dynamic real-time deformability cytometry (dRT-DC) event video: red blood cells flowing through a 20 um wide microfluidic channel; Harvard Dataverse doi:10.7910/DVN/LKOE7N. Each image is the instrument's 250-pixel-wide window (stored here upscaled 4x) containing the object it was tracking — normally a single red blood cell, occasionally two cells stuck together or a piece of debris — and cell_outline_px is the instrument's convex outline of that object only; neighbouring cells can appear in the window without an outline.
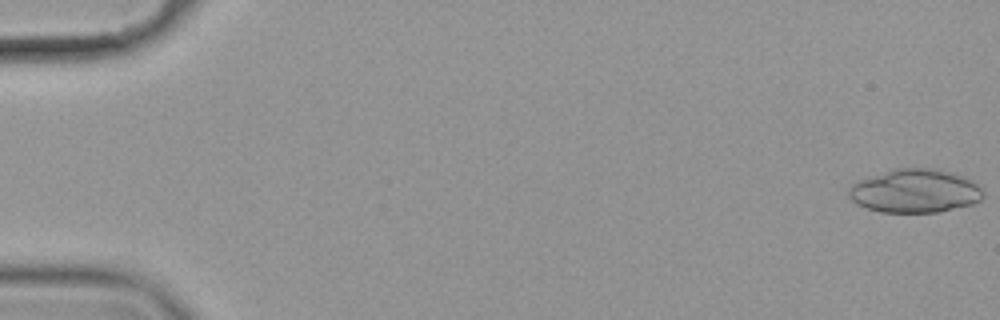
{"species": "common noctule bat (a hibernating species)", "species_latin": "Nyctalus noctula", "temperature_condition": "cold", "stored_images_in_passage": 43, "camera_frame_rate_fps": 3000, "um_per_image_px": 0.085, "animal": {"sex": "female", "body_mass_g": 19.9}, "frame": {"image": 1, "passage_image": 1, "time_ms": 0.0, "image_size_px": [1000, 320], "cell_outline_px": [[984, 196], [980, 200], [972, 204], [936, 212], [880, 212], [856, 204], [848, 196], [848, 188], [852, 184], [860, 180], [896, 168], [928, 168], [948, 172], [972, 180], [984, 192]], "centroid_in_image_um": [77.75, 16.24], "position_along_channel_um": 7.3, "area_um2": 33.7}}